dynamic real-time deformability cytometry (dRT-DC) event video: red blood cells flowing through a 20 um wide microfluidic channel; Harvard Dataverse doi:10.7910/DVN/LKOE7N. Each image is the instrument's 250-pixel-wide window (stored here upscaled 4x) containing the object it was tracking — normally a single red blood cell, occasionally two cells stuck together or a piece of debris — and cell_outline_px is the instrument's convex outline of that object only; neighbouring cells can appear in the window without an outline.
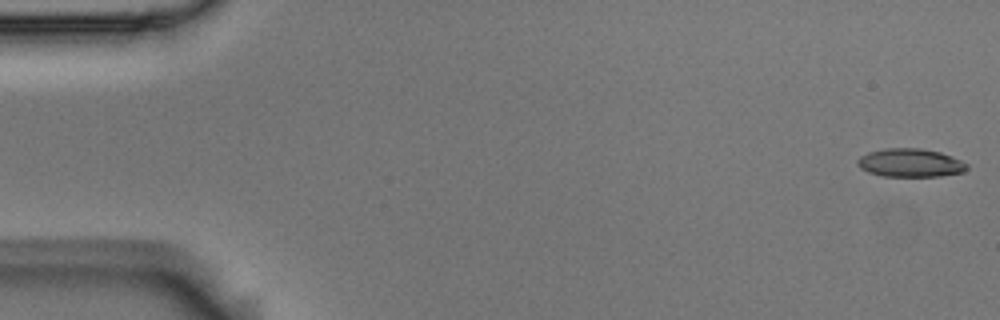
{"species": "Egyptian fruit bat (a non-hibernating species)", "species_latin": "Rousettus aegyptiacus", "temperature_condition": "room temperature", "stored_images_in_passage": 54, "camera_frame_rate_fps": 3000, "um_per_image_px": 0.085, "animal": {"sex": "male"}, "frame": {"image": 1, "passage_image": 1, "time_ms": 0.0, "image_size_px": [1000, 320], "cell_outline_px": [[968, 168], [964, 172], [940, 176], [884, 176], [868, 172], [860, 168], [856, 164], [856, 160], [860, 156], [868, 152], [884, 148], [920, 148], [940, 152], [952, 156], [968, 164]], "centroid_in_image_um": [77.36, 13.83], "position_along_channel_um": 7.6, "area_um2": 18.21}}
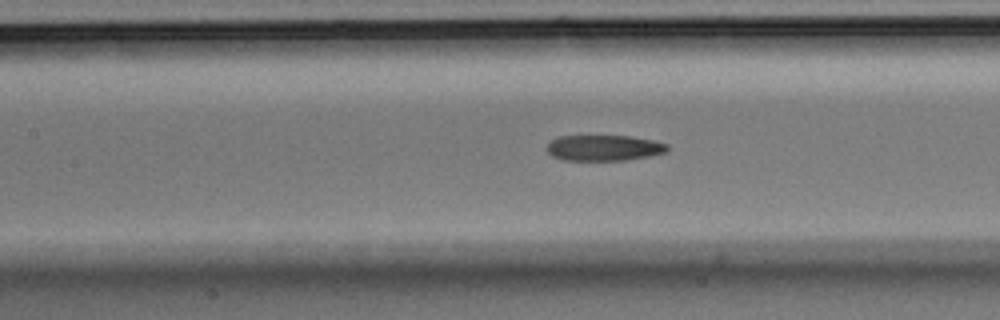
{"frame": {"image": 2, "passage_image": 24, "time_ms": 7.667, "image_size_px": [1000, 320], "cell_outline_px": [[668, 152], [648, 156], [624, 160], [564, 160], [552, 156], [544, 148], [552, 140], [560, 136], [632, 136], [652, 140], [668, 144]], "centroid_in_image_um": [51.33, 12.57], "position_along_channel_um": 156.1, "area_um2": 18.09}}
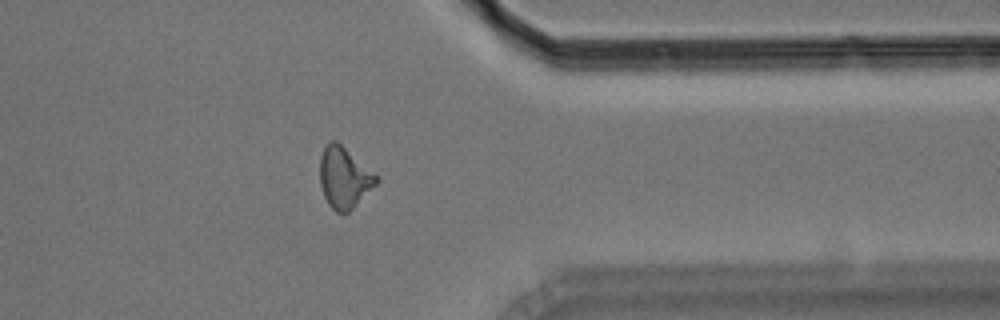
{"frame": {"image": 3, "passage_image": 43, "time_ms": 14.0, "image_size_px": [1000, 320], "cell_outline_px": [[380, 180], [348, 212], [336, 212], [328, 204], [324, 196], [320, 184], [320, 156], [324, 148], [332, 140], [336, 140], [380, 176]], "centroid_in_image_um": [29.27, 15.08], "position_along_channel_um": 382.1, "area_um2": 20.0}, "authors_computed_cell_mechanics": {"area_um2": 19.1318, "velocity_mm_per_s": 3.7307, "shape_relaxation_time_tau1_ms": 7.209, "shape_relaxation_time_tau2_ms": 3.8082, "deformation_change_tau1": 0.1886, "deformation_change_tau2": 0.1385}}